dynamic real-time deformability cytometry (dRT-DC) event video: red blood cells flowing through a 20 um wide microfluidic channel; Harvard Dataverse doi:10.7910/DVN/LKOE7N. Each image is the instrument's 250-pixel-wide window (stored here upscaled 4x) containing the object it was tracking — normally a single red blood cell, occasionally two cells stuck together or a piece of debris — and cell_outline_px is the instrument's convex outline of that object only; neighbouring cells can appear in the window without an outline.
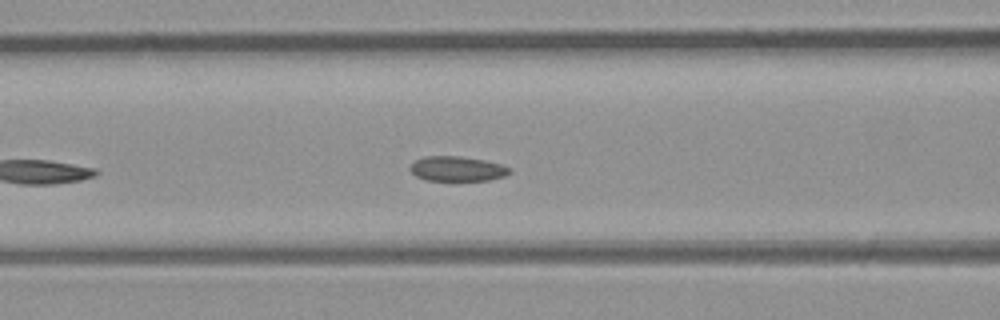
{"species": "common noctule bat (a hibernating species)", "species_latin": "Nyctalus noctula", "temperature_condition": "room temperature", "stored_images_in_passage": 19, "camera_frame_rate_fps": 3000, "um_per_image_px": 0.085, "animal": {"sex": "male", "body_mass_g": 23.1, "forearm_length_mm": 52.7}, "frame": {"image": 1, "passage_image": 9, "time_ms": 2.667, "image_size_px": [1000, 320], "cell_outline_px": [[512, 172], [504, 176], [488, 180], [424, 180], [416, 176], [408, 168], [416, 160], [424, 156], [460, 156], [484, 160], [500, 164], [512, 168]], "centroid_in_image_um": [38.87, 14.34], "position_along_channel_um": 127.7, "area_um2": 14.39}}